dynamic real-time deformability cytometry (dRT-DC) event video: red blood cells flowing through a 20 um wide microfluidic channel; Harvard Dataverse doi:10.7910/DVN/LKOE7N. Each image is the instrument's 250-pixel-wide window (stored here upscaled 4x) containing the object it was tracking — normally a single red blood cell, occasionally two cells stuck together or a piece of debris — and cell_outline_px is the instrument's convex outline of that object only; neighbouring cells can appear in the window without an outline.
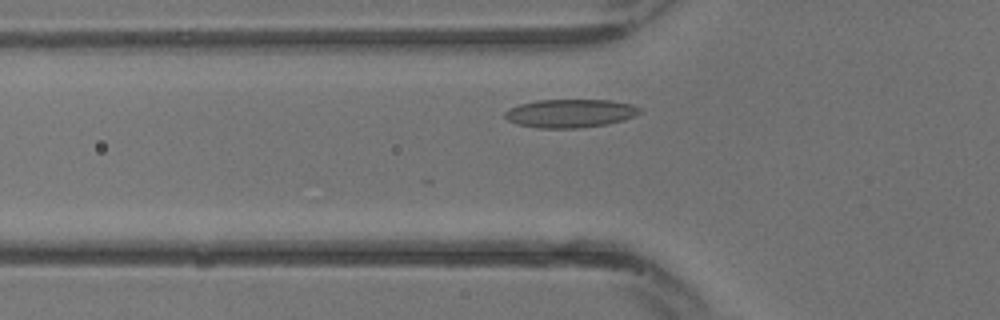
{"species": "common noctule bat (a hibernating species)", "species_latin": "Nyctalus noctula", "temperature_condition": "warm", "stored_images_in_passage": 5, "camera_frame_rate_fps": 3000, "um_per_image_px": 0.085, "animal": {"sex": "male", "body_mass_g": 13.3}, "frame": {"image": 1, "passage_image": 4, "time_ms": 1.0, "image_size_px": [1000, 320], "cell_outline_px": [[640, 112], [624, 120], [608, 124], [580, 128], [536, 128], [516, 124], [508, 120], [504, 116], [504, 112], [508, 108], [520, 104], [536, 100], [612, 100], [632, 104], [640, 108]], "centroid_in_image_um": [48.43, 9.63], "position_along_channel_um": 77.4, "area_um2": 22.43}}